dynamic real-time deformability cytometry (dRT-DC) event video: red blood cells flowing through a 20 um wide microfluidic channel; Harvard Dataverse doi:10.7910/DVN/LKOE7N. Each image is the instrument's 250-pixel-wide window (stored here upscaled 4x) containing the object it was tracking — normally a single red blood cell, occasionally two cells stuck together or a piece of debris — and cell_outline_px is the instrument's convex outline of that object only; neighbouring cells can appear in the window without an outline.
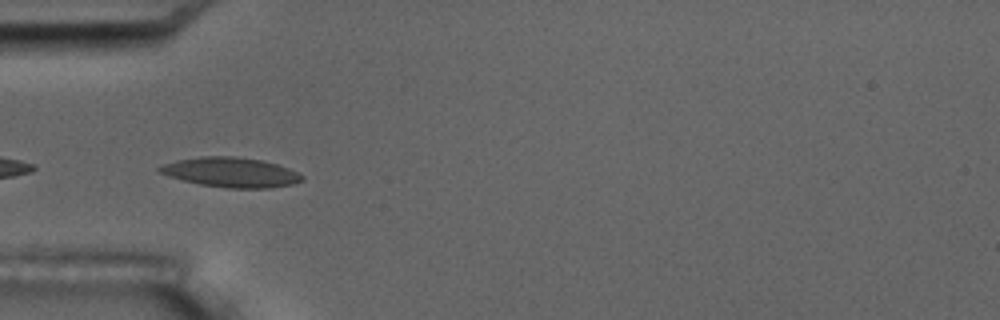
{"species": "common noctule bat (a hibernating species)", "species_latin": "Nyctalus noctula", "temperature_condition": "room temperature", "stored_images_in_passage": 7, "camera_frame_rate_fps": 3000, "um_per_image_px": 0.085, "animal": {"sex": "male", "body_mass_g": 17.5, "forearm_length_mm": 52.3}, "frame": {"image": 1, "passage_image": 4, "time_ms": 3.333, "image_size_px": [1000, 320], "cell_outline_px": [[304, 180], [292, 184], [272, 188], [228, 188], [200, 184], [168, 176], [160, 172], [156, 168], [164, 164], [176, 160], [200, 156], [236, 156], [260, 160], [276, 164], [288, 168], [304, 176]], "centroid_in_image_um": [19.63, 14.64], "position_along_channel_um": 65.4, "area_um2": 24.62}}
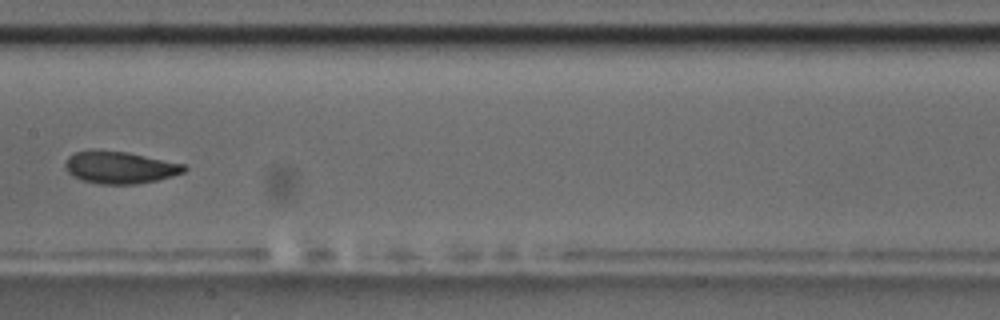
{"frame": {"image": 2, "passage_image": 7, "time_ms": 7.0, "image_size_px": [1000, 320], "cell_outline_px": [[188, 168], [184, 172], [172, 176], [156, 180], [136, 184], [100, 184], [80, 180], [72, 176], [64, 168], [64, 164], [68, 156], [76, 152], [128, 152], [184, 164]], "centroid_in_image_um": [10.19, 14.26], "position_along_channel_um": 197.2, "area_um2": 21.91}}